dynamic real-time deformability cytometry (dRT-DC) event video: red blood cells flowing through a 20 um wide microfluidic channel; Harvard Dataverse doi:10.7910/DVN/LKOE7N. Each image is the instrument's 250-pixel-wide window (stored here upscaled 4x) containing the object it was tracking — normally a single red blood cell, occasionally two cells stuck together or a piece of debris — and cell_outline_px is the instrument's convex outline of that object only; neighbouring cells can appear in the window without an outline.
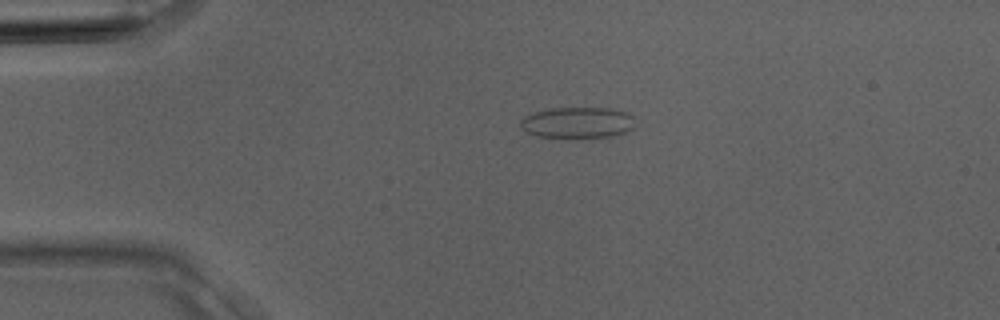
{"species": "Egyptian fruit bat (a non-hibernating species)", "species_latin": "Rousettus aegyptiacus", "temperature_condition": "room temperature", "stored_images_in_passage": 3, "camera_frame_rate_fps": 3000, "um_per_image_px": 0.085, "animal": {"sex": "male"}, "frame": {"image": 1, "passage_image": 2, "time_ms": 0.333, "image_size_px": [1000, 320], "cell_outline_px": [[632, 128], [620, 136], [580, 140], [536, 136], [520, 128], [520, 120], [524, 116], [532, 112], [552, 108], [608, 108], [628, 112], [632, 116]], "centroid_in_image_um": [49.08, 10.47], "position_along_channel_um": 35.9, "area_um2": 21.68}}